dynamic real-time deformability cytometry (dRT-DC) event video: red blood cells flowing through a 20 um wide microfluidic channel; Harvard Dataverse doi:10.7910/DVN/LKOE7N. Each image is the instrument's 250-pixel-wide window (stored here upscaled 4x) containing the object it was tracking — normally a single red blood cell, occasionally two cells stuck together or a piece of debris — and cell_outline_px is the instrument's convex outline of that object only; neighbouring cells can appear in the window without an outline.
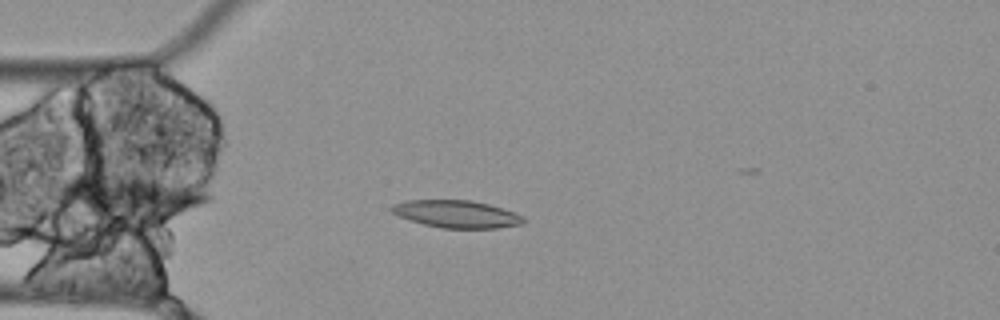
{"species": "Egyptian fruit bat (a non-hibernating species)", "species_latin": "Rousettus aegyptiacus", "temperature_condition": "cold", "stored_images_in_passage": 11, "camera_frame_rate_fps": 3000, "um_per_image_px": 0.085, "animal": {"sex": "female"}, "frame": {"image": 1, "passage_image": 3, "time_ms": 0.667, "image_size_px": [1000, 320], "cell_outline_px": [[524, 220], [520, 224], [496, 228], [440, 228], [408, 220], [392, 212], [388, 208], [392, 204], [408, 200], [472, 200], [488, 204], [524, 216]], "centroid_in_image_um": [38.75, 18.19], "position_along_channel_um": 46.3, "area_um2": 20.92}}
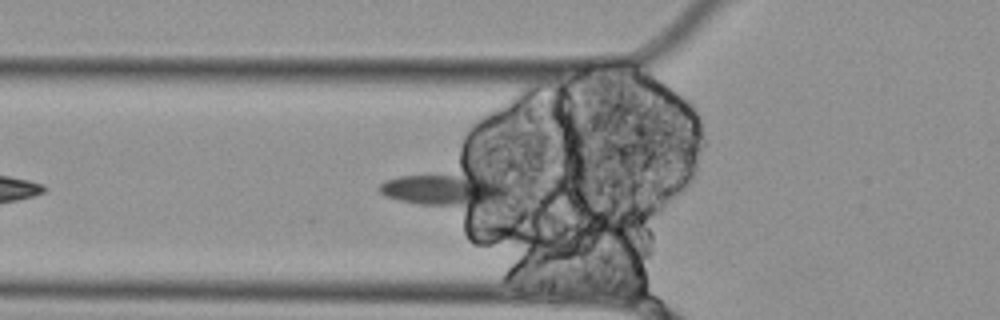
{"frame": {"image": 2, "passage_image": 7, "time_ms": 2.0, "image_size_px": [1000, 320], "cell_outline_px": [[508, 192], [504, 196], [496, 200], [472, 208], [420, 204], [400, 200], [384, 196], [376, 188], [384, 180], [400, 176], [480, 168], [504, 184]], "centroid_in_image_um": [37.88, 16.02], "position_along_channel_um": 87.9, "area_um2": 26.41}}